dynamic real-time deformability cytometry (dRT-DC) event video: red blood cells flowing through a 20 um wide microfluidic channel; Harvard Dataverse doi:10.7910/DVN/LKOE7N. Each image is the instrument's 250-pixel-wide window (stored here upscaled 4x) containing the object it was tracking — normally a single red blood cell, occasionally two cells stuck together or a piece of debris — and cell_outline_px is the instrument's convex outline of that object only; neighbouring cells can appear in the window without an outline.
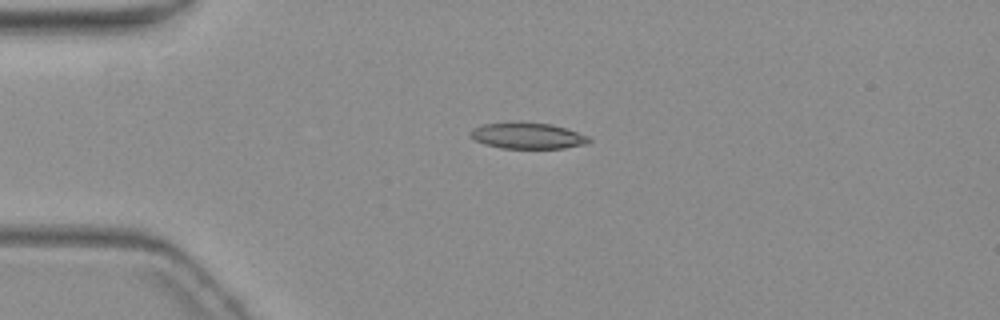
{"species": "common noctule bat (a hibernating species)", "species_latin": "Nyctalus noctula", "temperature_condition": "warm", "stored_images_in_passage": 12, "camera_frame_rate_fps": 3000, "um_per_image_px": 0.085, "animal": {"sex": "female", "body_mass_g": 19.3, "forearm_length_mm": 54.1}, "frame": {"image": 1, "passage_image": 1, "time_ms": 0.0, "image_size_px": [1000, 320], "cell_outline_px": [[592, 140], [588, 144], [564, 148], [504, 148], [484, 144], [476, 140], [468, 132], [472, 128], [484, 124], [516, 120], [520, 120], [552, 124], [588, 136]], "centroid_in_image_um": [44.83, 11.51], "position_along_channel_um": 40.2, "area_um2": 18.38}}
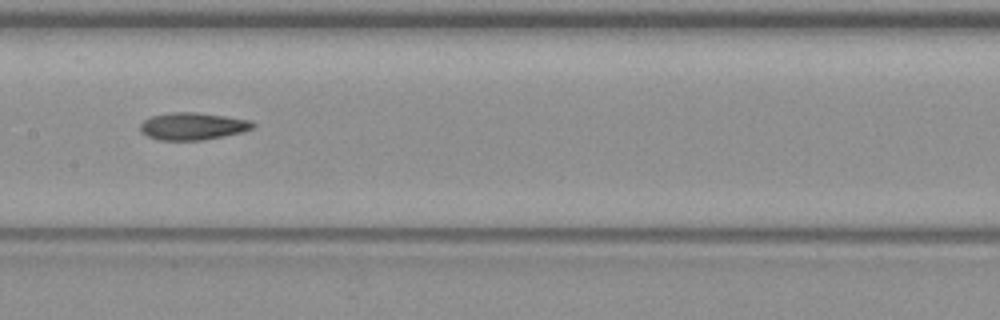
{"frame": {"image": 2, "passage_image": 5, "time_ms": 5.0, "image_size_px": [1000, 320], "cell_outline_px": [[256, 124], [252, 128], [240, 132], [204, 140], [156, 140], [140, 132], [140, 124], [144, 120], [152, 116], [168, 112], [196, 112], [224, 116], [248, 120]], "centroid_in_image_um": [16.32, 10.73], "position_along_channel_um": 191.1, "area_um2": 17.8}}
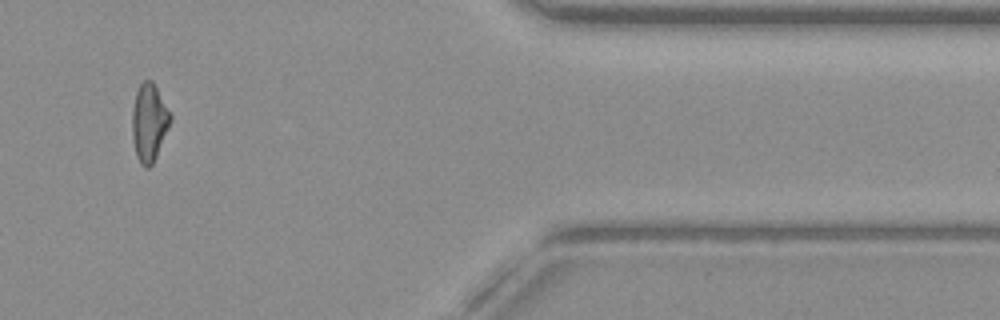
{"frame": {"image": 3, "passage_image": 10, "time_ms": 11.667, "image_size_px": [1000, 320], "cell_outline_px": [[172, 120], [156, 156], [152, 164], [148, 168], [144, 168], [140, 164], [136, 156], [132, 136], [132, 108], [136, 92], [140, 84], [144, 80], [152, 80], [172, 116]], "centroid_in_image_um": [12.66, 10.42], "position_along_channel_um": 398.7, "area_um2": 17.28}, "authors_computed_cell_mechanics": {"area_um2": 17.7446, "velocity_mm_per_s": 3.6669, "shape_relaxation_time_tau1_ms": null, "shape_relaxation_time_tau2_ms": 7.9352, "deformation_change_tau1": null, "deformation_change_tau2": 0.1996}}